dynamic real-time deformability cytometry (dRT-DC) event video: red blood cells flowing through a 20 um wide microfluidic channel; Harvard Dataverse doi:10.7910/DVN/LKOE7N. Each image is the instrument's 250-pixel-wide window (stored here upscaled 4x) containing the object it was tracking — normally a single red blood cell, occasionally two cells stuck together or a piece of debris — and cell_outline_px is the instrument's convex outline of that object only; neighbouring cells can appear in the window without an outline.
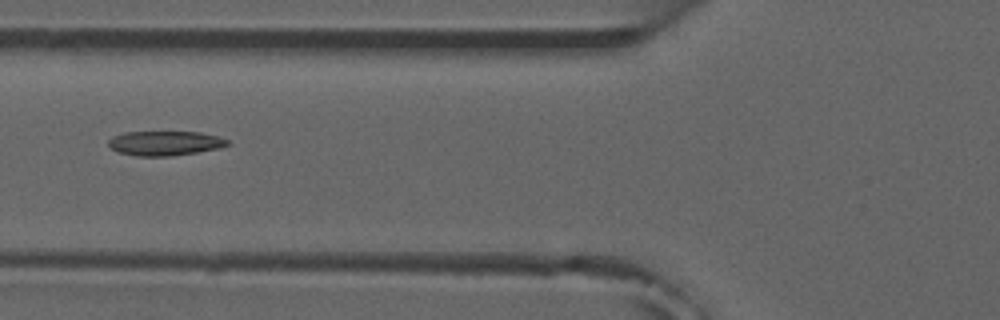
{"species": "common noctule bat (a hibernating species)", "species_latin": "Nyctalus noctula", "temperature_condition": "room temperature", "stored_images_in_passage": 5, "camera_frame_rate_fps": 3000, "um_per_image_px": 0.085, "animal": {"sex": "male", "forearm_length_mm": 52.5}, "frame": {"image": 1, "passage_image": 5, "time_ms": 5.333, "image_size_px": [1000, 320], "cell_outline_px": [[232, 144], [220, 148], [172, 156], [136, 156], [116, 152], [108, 148], [108, 140], [112, 136], [124, 132], [200, 132], [216, 136], [228, 140]], "centroid_in_image_um": [13.97, 12.18], "position_along_channel_um": 111.8, "area_um2": 17.22}}